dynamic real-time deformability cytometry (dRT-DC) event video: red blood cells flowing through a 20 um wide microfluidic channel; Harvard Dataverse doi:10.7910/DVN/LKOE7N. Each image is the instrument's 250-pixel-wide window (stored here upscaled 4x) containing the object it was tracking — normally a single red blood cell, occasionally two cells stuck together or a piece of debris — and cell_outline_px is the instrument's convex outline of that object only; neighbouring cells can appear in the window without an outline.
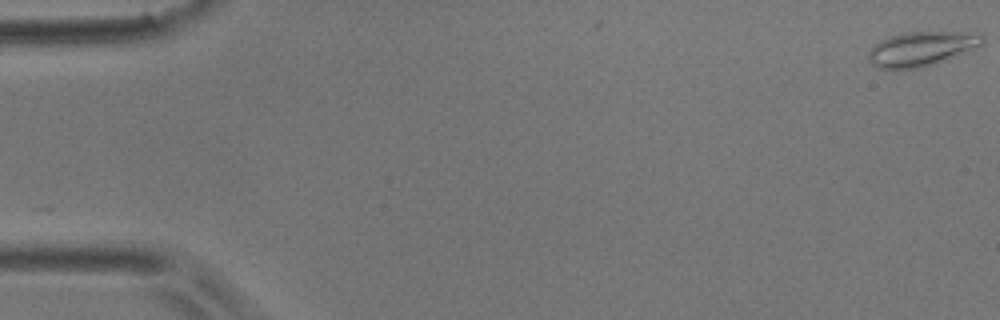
{"species": "common noctule bat (a hibernating species)", "species_latin": "Nyctalus noctula", "temperature_condition": "room temperature", "stored_images_in_passage": 5, "camera_frame_rate_fps": 3000, "um_per_image_px": 0.085, "animal": {"sex": "male", "body_mass_g": 17.9}, "frame": {"image": 1, "passage_image": 1, "time_ms": 0.0, "image_size_px": [1000, 320], "cell_outline_px": [[984, 40], [980, 44], [968, 52], [936, 64], [920, 68], [880, 68], [872, 64], [868, 60], [868, 52], [880, 40], [888, 36], [900, 32], [980, 32], [984, 36]], "centroid_in_image_um": [78.35, 4.13], "position_along_channel_um": 6.6, "area_um2": 23.06}}